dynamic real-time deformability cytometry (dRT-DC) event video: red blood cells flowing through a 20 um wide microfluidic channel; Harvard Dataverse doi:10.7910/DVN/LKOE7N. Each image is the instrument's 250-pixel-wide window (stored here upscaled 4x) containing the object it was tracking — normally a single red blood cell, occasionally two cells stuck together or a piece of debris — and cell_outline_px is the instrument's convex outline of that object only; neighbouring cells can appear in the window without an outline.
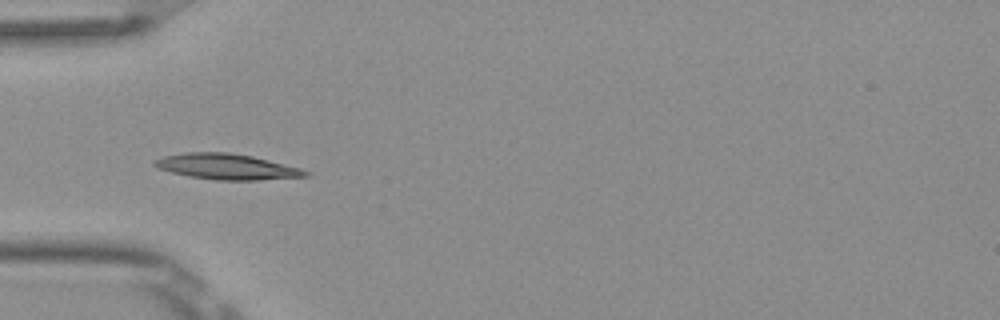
{"species": "Egyptian fruit bat (a non-hibernating species)", "species_latin": "Rousettus aegyptiacus", "temperature_condition": "room temperature", "stored_images_in_passage": 7, "camera_frame_rate_fps": 3000, "um_per_image_px": 0.085, "frame": {"image": 1, "passage_image": 5, "time_ms": 1.333, "image_size_px": [1000, 320], "cell_outline_px": [[312, 176], [260, 180], [216, 180], [188, 176], [156, 168], [152, 164], [152, 160], [164, 156], [184, 152], [228, 152], [252, 156], [300, 168], [312, 172]], "centroid_in_image_um": [19.28, 14.17], "position_along_channel_um": 65.7, "area_um2": 22.77}}
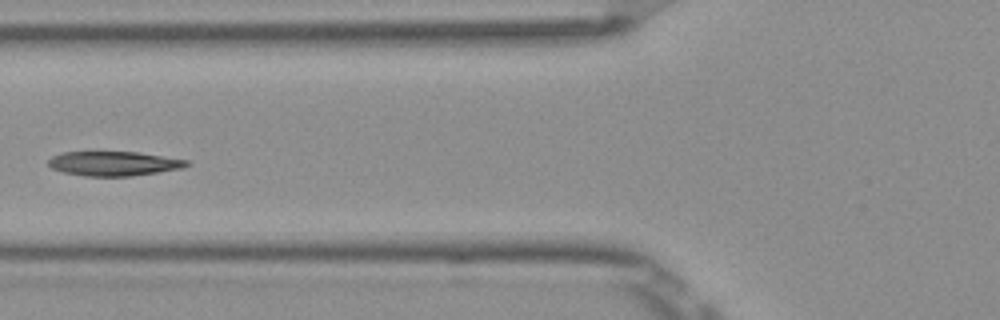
{"frame": {"image": 2, "passage_image": 6, "time_ms": 1.667, "image_size_px": [1000, 320], "cell_outline_px": [[192, 164], [184, 168], [132, 176], [84, 176], [64, 172], [52, 168], [48, 164], [48, 160], [52, 156], [60, 152], [136, 152], [188, 160]], "centroid_in_image_um": [9.69, 13.9], "position_along_channel_um": 116.1, "area_um2": 19.71}}
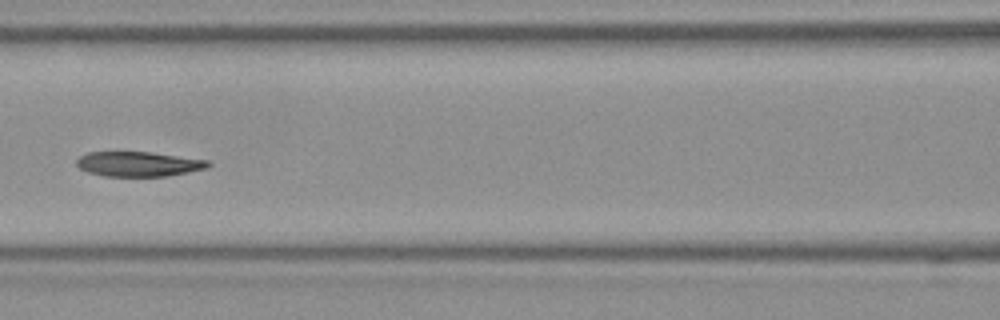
{"frame": {"image": 3, "passage_image": 7, "time_ms": 2.0, "image_size_px": [1000, 320], "cell_outline_px": [[212, 164], [208, 168], [168, 176], [104, 176], [88, 172], [80, 168], [76, 164], [76, 160], [80, 156], [88, 152], [152, 152], [208, 160]], "centroid_in_image_um": [11.8, 13.94], "position_along_channel_um": 154.8, "area_um2": 19.07}}